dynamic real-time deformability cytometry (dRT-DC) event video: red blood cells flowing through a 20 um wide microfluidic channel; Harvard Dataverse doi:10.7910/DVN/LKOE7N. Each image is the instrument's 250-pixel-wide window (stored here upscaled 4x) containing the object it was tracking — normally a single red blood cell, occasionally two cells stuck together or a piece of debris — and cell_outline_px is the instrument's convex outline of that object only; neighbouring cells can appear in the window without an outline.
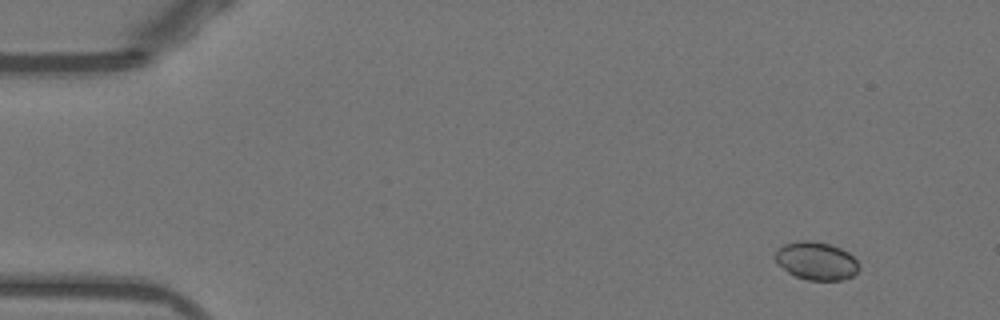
{"species": "Egyptian fruit bat (a non-hibernating species)", "species_latin": "Rousettus aegyptiacus", "temperature_condition": "warm", "stored_images_in_passage": 49, "camera_frame_rate_fps": 3000, "um_per_image_px": 0.085, "animal": {"sex": "female"}, "frame": {"image": 1, "passage_image": 1, "time_ms": 0.0, "image_size_px": [1000, 320], "cell_outline_px": [[860, 268], [852, 276], [840, 280], [808, 280], [796, 276], [788, 272], [776, 264], [776, 248], [784, 244], [796, 240], [812, 240], [828, 244], [840, 248], [848, 252], [856, 260]], "centroid_in_image_um": [69.35, 22.16], "position_along_channel_um": 15.6, "area_um2": 18.61}}
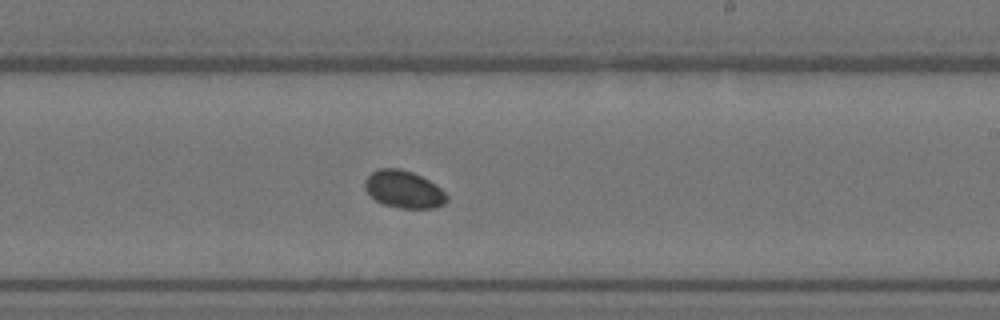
{"frame": {"image": 2, "passage_image": 28, "time_ms": 9.0, "image_size_px": [1000, 320], "cell_outline_px": [[448, 200], [444, 204], [436, 208], [400, 208], [384, 204], [376, 200], [364, 188], [364, 180], [376, 168], [400, 168], [412, 172], [428, 180], [440, 188], [448, 196]], "centroid_in_image_um": [34.32, 16.09], "position_along_channel_um": 254.7, "area_um2": 17.8}}
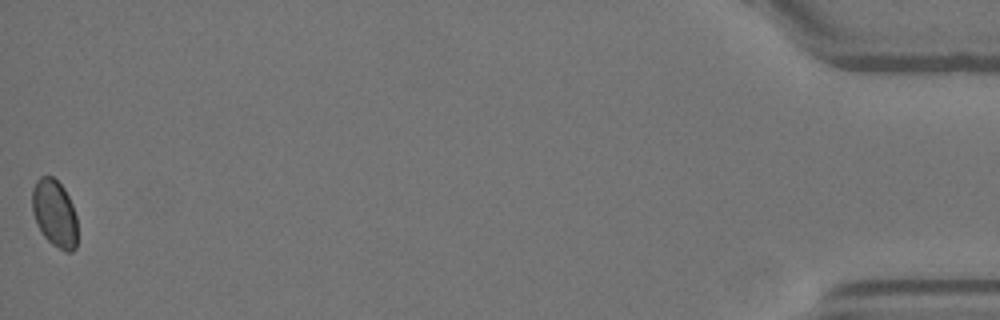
{"frame": {"image": 3, "passage_image": 49, "time_ms": 16.0, "image_size_px": [1000, 320], "cell_outline_px": [[76, 248], [72, 252], [64, 252], [52, 244], [44, 236], [32, 212], [32, 188], [36, 180], [40, 176], [52, 176], [64, 188], [72, 204], [76, 216]], "centroid_in_image_um": [4.64, 18.13], "position_along_channel_um": 430.6, "area_um2": 17.69}, "authors_computed_cell_mechanics": {"area_um2": 17.8602, "velocity_mm_per_s": 3.8749, "shape_relaxation_time_tau1_ms": 4.1877, "shape_relaxation_time_tau2_ms": null, "deformation_change_tau1": 0.0303, "deformation_change_tau2": null}}